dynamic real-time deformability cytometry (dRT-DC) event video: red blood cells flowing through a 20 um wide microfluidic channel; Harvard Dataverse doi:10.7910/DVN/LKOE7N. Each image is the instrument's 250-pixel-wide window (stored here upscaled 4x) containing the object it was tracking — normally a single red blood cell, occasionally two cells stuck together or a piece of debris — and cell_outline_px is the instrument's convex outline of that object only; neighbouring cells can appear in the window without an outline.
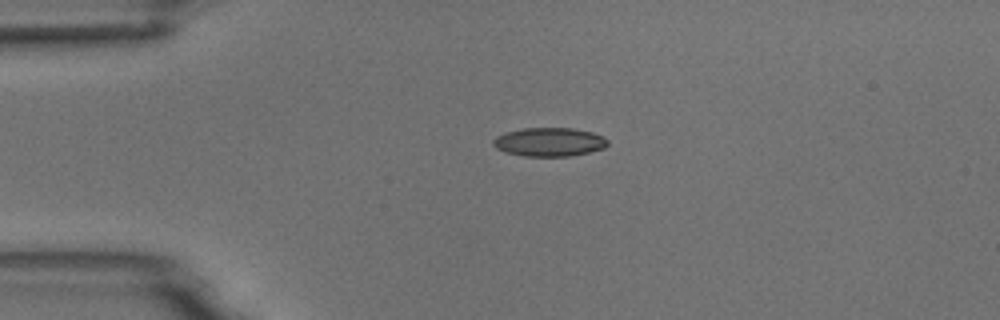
{"species": "common noctule bat (a hibernating species)", "species_latin": "Nyctalus noctula", "temperature_condition": "room temperature", "stored_images_in_passage": 3, "camera_frame_rate_fps": 3000, "um_per_image_px": 0.085, "animal": {"sex": "male", "body_mass_g": 18.8}, "frame": {"image": 1, "passage_image": 3, "time_ms": 3.0, "image_size_px": [1000, 320], "cell_outline_px": [[608, 144], [604, 148], [572, 156], [524, 156], [508, 152], [496, 148], [492, 144], [492, 140], [496, 136], [504, 132], [520, 128], [572, 128], [592, 132], [604, 136], [608, 140]], "centroid_in_image_um": [46.68, 12.06], "position_along_channel_um": 38.3, "area_um2": 19.25}}